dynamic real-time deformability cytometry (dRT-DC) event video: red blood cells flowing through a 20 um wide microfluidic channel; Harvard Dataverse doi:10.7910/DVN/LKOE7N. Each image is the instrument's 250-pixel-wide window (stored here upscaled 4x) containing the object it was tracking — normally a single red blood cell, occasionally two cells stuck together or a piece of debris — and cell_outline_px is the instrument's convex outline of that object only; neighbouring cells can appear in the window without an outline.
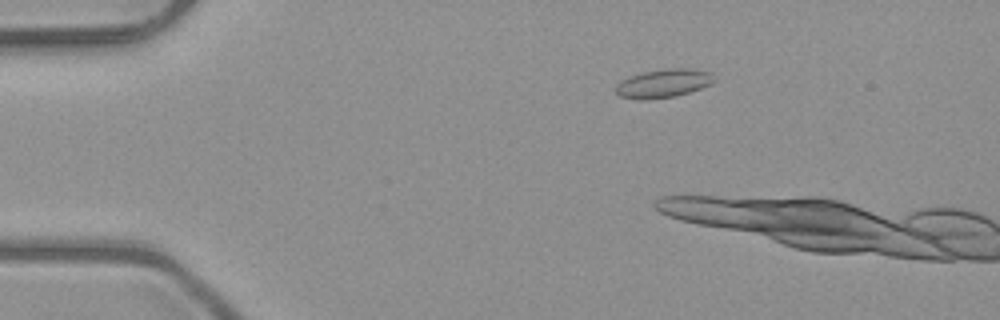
{"species": "common noctule bat (a hibernating species)", "species_latin": "Nyctalus noctula", "temperature_condition": "room temperature", "stored_images_in_passage": 8, "camera_frame_rate_fps": 3000, "um_per_image_px": 0.085, "animal": {"sex": "male", "body_mass_g": 23.1, "forearm_length_mm": 52.7}, "frame": {"image": 1, "passage_image": 3, "time_ms": 0.667, "image_size_px": [1000, 320], "cell_outline_px": [[716, 80], [712, 84], [676, 96], [648, 100], [640, 100], [620, 96], [616, 92], [616, 84], [620, 80], [628, 76], [640, 72], [664, 68], [688, 68], [712, 72]], "centroid_in_image_um": [56.38, 7.07], "position_along_channel_um": 28.6, "area_um2": 16.7}}